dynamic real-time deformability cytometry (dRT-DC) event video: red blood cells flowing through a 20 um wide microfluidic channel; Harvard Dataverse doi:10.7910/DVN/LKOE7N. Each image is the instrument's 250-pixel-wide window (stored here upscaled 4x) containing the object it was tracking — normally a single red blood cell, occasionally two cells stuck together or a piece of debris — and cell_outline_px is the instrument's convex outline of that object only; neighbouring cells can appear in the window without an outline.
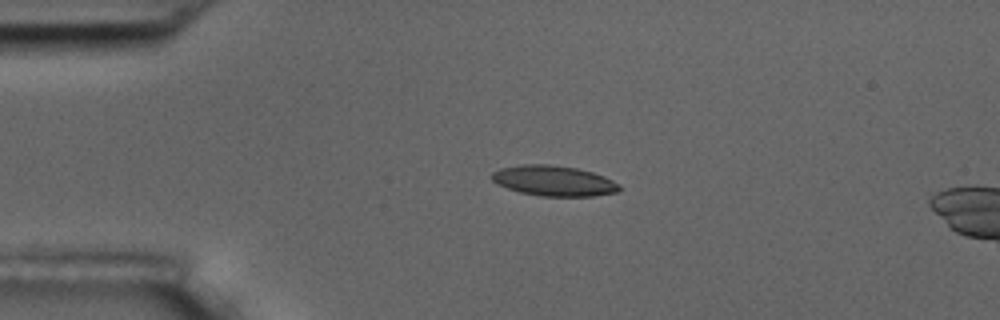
{"species": "common noctule bat (a hibernating species)", "species_latin": "Nyctalus noctula", "temperature_condition": "room temperature", "stored_images_in_passage": 4, "camera_frame_rate_fps": 3000, "um_per_image_px": 0.085, "animal": {"sex": "male", "body_mass_g": 17.5, "forearm_length_mm": 52.3}, "frame": {"image": 1, "passage_image": 3, "time_ms": 2.333, "image_size_px": [1000, 320], "cell_outline_px": [[620, 188], [616, 192], [592, 196], [540, 196], [520, 192], [496, 184], [492, 180], [492, 172], [500, 168], [520, 164], [548, 164], [576, 168], [592, 172], [604, 176], [620, 184]], "centroid_in_image_um": [47.05, 15.36], "position_along_channel_um": 38.0, "area_um2": 22.54}}